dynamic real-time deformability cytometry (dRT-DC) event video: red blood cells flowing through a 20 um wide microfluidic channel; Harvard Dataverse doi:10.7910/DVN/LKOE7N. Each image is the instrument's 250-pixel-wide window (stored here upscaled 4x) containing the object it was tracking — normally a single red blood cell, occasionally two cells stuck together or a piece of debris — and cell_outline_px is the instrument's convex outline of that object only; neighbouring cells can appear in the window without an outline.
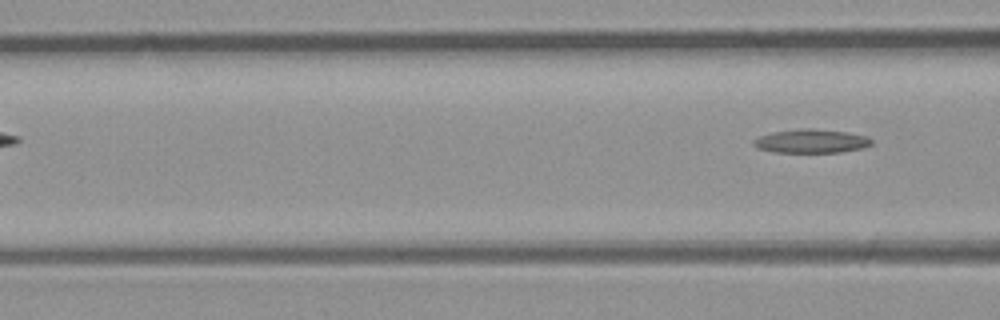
{"species": "common noctule bat (a hibernating species)", "species_latin": "Nyctalus noctula", "temperature_condition": "room temperature", "stored_images_in_passage": 4, "camera_frame_rate_fps": 3000, "um_per_image_px": 0.085, "animal": {"sex": "male", "body_mass_g": 23.1, "forearm_length_mm": 52.7}, "frame": {"image": 1, "passage_image": 4, "time_ms": 4.333, "image_size_px": [1000, 320], "cell_outline_px": [[872, 144], [864, 148], [840, 152], [776, 152], [756, 148], [752, 144], [752, 140], [760, 136], [772, 132], [800, 128], [812, 128], [848, 132], [864, 136], [872, 140]], "centroid_in_image_um": [68.93, 11.99], "position_along_channel_um": 97.7, "area_um2": 16.36}}